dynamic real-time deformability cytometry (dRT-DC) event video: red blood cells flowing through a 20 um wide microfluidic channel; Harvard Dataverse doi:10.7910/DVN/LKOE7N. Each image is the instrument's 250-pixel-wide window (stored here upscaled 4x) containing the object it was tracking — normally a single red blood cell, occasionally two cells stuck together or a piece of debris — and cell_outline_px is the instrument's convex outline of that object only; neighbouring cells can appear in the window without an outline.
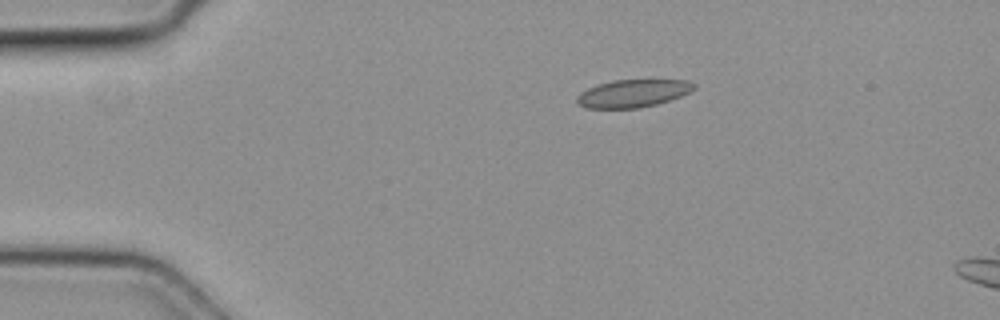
{"species": "common noctule bat (a hibernating species)", "species_latin": "Nyctalus noctula", "temperature_condition": "cold", "stored_images_in_passage": 4, "camera_frame_rate_fps": 3000, "um_per_image_px": 0.085, "animal": {"sex": "female", "body_mass_g": 19.3, "forearm_length_mm": 54.1}, "frame": {"image": 1, "passage_image": 2, "time_ms": 0.333, "image_size_px": [1000, 320], "cell_outline_px": [[696, 88], [680, 96], [656, 104], [640, 108], [588, 108], [580, 104], [576, 100], [576, 96], [580, 92], [596, 84], [612, 80], [688, 80], [696, 84]], "centroid_in_image_um": [53.78, 7.93], "position_along_channel_um": 31.2, "area_um2": 18.84}}